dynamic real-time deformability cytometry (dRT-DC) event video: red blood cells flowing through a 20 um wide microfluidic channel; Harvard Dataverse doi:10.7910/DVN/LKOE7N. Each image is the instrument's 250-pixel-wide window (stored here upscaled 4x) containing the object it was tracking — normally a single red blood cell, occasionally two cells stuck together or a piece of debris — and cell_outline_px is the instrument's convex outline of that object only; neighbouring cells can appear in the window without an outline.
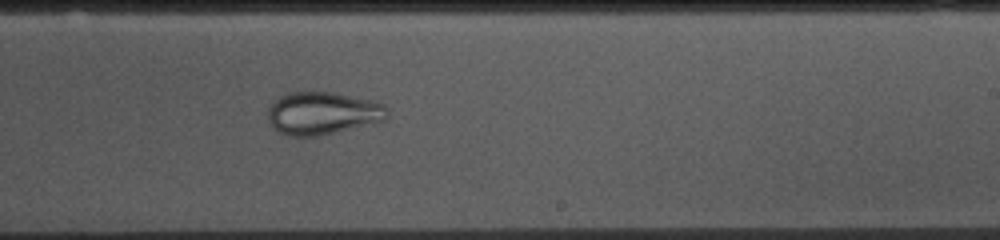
{"species": "common noctule bat (a hibernating species)", "species_latin": "Nyctalus noctula", "temperature_condition": "cold", "stored_images_in_passage": 53, "camera_frame_rate_fps": 3000, "um_per_image_px": 0.085, "animal": {"sex": "female", "body_mass_g": 10.0, "forearm_length_mm": 53.1}, "frame": {"image": 1, "passage_image": 31, "time_ms": 10.0, "image_size_px": [1000, 240], "cell_outline_px": [[388, 120], [372, 124], [336, 132], [316, 136], [288, 136], [276, 132], [272, 128], [268, 120], [268, 108], [280, 96], [288, 92], [332, 92], [372, 100], [384, 104], [388, 108]], "centroid_in_image_um": [27.44, 9.63], "position_along_channel_um": 261.6, "area_um2": 30.06}}
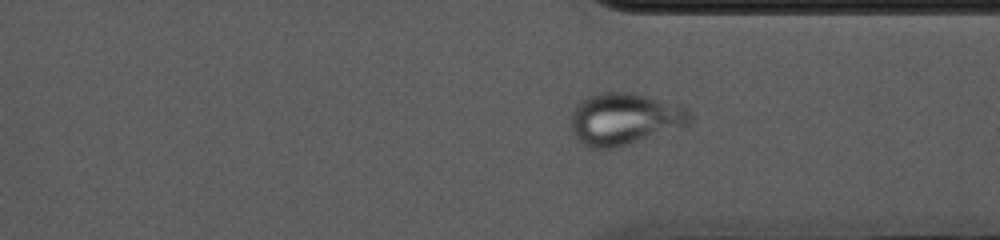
{"frame": {"image": 2, "passage_image": 39, "time_ms": 12.667, "image_size_px": [1000, 240], "cell_outline_px": [[692, 120], [688, 128], [628, 144], [612, 148], [588, 148], [576, 140], [572, 132], [572, 112], [576, 104], [580, 100], [596, 92], [632, 92], [680, 104], [688, 108], [692, 116]], "centroid_in_image_um": [53.15, 10.11], "position_along_channel_um": 358.2, "area_um2": 37.05}}
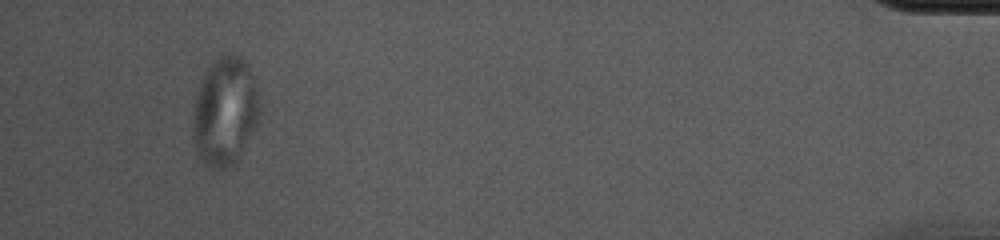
{"frame": {"image": 3, "passage_image": 50, "time_ms": 16.333, "image_size_px": [1000, 240], "cell_outline_px": [[260, 116], [240, 160], [224, 168], [212, 168], [196, 152], [192, 140], [192, 120], [196, 96], [200, 84], [208, 68], [220, 56], [240, 56], [248, 64], [260, 100]], "centroid_in_image_um": [19.14, 9.52], "position_along_channel_um": 416.1, "area_um2": 42.02}}